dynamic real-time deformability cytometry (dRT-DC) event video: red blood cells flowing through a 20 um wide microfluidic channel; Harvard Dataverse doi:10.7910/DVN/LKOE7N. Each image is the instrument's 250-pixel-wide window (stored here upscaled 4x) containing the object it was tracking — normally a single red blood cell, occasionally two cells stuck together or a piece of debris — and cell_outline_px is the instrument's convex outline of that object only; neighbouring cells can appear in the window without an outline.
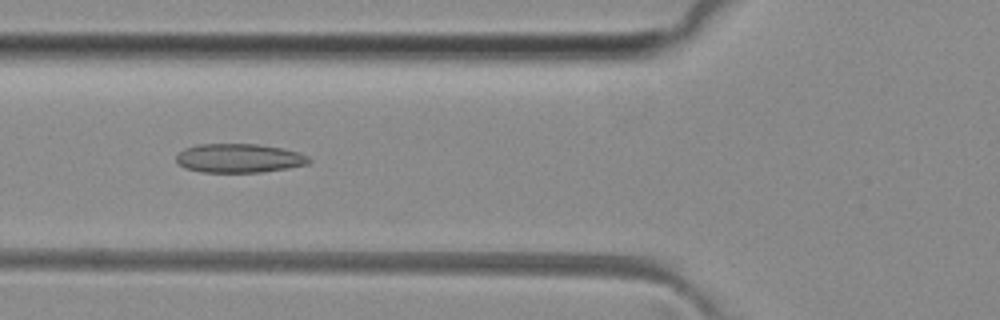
{"species": "common noctule bat (a hibernating species)", "species_latin": "Nyctalus noctula", "temperature_condition": "room temperature", "stored_images_in_passage": 37, "camera_frame_rate_fps": 3000, "um_per_image_px": 0.085, "animal": {"sex": "female", "body_mass_g": 29.2, "forearm_length_mm": 56.3}, "frame": {"image": 1, "passage_image": 6, "time_ms": 1.667, "image_size_px": [1000, 320], "cell_outline_px": [[312, 160], [308, 164], [288, 168], [260, 172], [200, 172], [184, 168], [176, 160], [176, 156], [184, 148], [196, 144], [256, 144], [284, 148], [300, 152], [308, 156]], "centroid_in_image_um": [20.34, 13.44], "position_along_channel_um": 105.5, "area_um2": 22.54}}
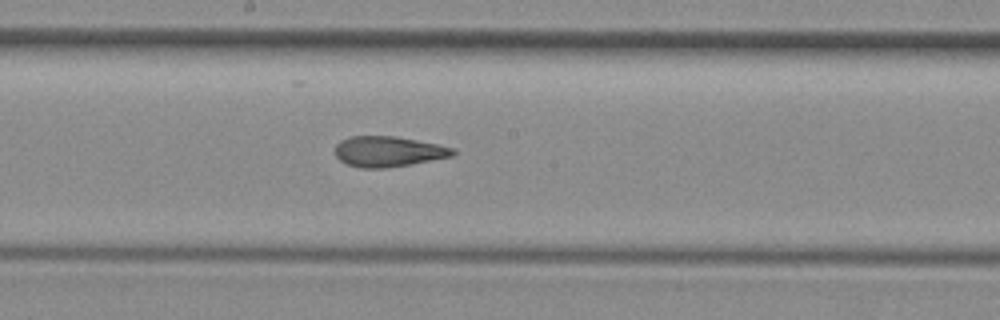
{"frame": {"image": 2, "passage_image": 14, "time_ms": 4.333, "image_size_px": [1000, 320], "cell_outline_px": [[456, 152], [452, 156], [408, 164], [384, 168], [360, 168], [348, 164], [340, 160], [336, 156], [336, 144], [340, 140], [352, 136], [396, 136], [456, 148]], "centroid_in_image_um": [32.99, 12.87], "position_along_channel_um": 215.2, "area_um2": 20.69}}
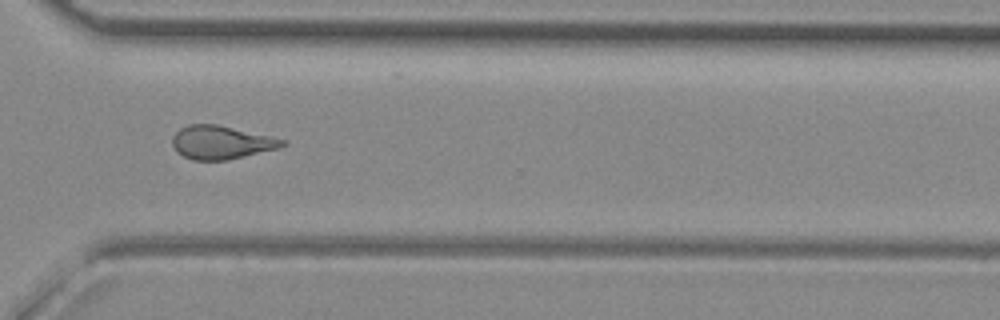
{"frame": {"image": 3, "passage_image": 24, "time_ms": 7.667, "image_size_px": [1000, 320], "cell_outline_px": [[288, 144], [280, 148], [228, 160], [192, 160], [176, 152], [172, 144], [172, 136], [180, 128], [188, 124], [216, 124], [272, 136], [284, 140]], "centroid_in_image_um": [18.8, 12.1], "position_along_channel_um": 351.8, "area_um2": 21.56}, "authors_computed_cell_mechanics": {"area_um2": 21.3282, "velocity_mm_per_s": 4.1038, "shape_relaxation_time_tau1_ms": null, "shape_relaxation_time_tau2_ms": 2.2193, "deformation_change_tau1": null, "deformation_change_tau2": 0.1034}}